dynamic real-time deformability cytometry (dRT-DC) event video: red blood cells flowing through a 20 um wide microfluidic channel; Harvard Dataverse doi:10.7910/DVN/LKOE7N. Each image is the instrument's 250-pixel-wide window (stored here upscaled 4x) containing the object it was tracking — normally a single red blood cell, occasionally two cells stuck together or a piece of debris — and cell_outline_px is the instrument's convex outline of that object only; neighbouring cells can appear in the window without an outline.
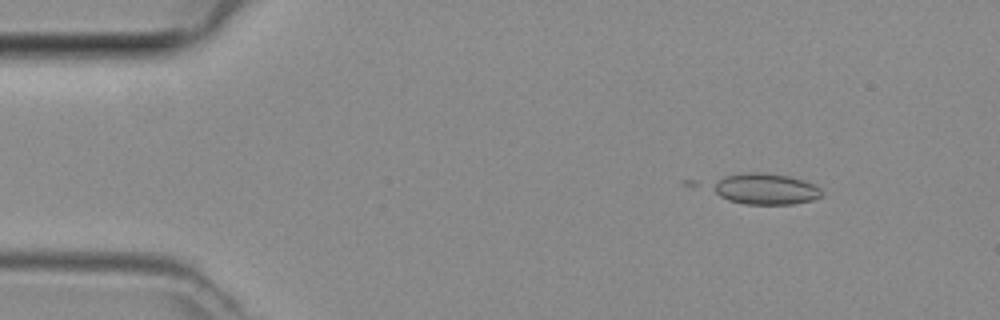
{"species": "common noctule bat (a hibernating species)", "species_latin": "Nyctalus noctula", "temperature_condition": "room temperature", "stored_images_in_passage": 3, "camera_frame_rate_fps": 3000, "um_per_image_px": 0.085, "animal": {"sex": "female", "body_mass_g": 29.2, "forearm_length_mm": 56.3}, "frame": {"image": 1, "passage_image": 2, "time_ms": 0.333, "image_size_px": [1000, 320], "cell_outline_px": [[820, 196], [812, 200], [792, 204], [744, 204], [728, 200], [720, 196], [716, 192], [712, 184], [724, 176], [748, 172], [760, 172], [788, 176], [804, 180], [816, 184], [820, 188]], "centroid_in_image_um": [65.07, 16.06], "position_along_channel_um": 19.9, "area_um2": 19.59}}